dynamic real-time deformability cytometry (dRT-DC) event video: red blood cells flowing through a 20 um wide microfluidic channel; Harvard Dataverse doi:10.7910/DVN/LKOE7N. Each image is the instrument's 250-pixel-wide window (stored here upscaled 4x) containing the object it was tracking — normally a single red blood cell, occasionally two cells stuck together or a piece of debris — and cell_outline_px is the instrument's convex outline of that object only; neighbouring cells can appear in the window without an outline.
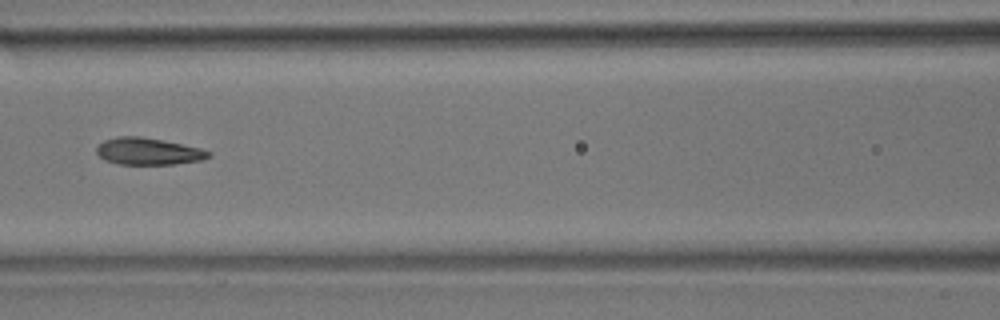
{"species": "common noctule bat (a hibernating species)", "species_latin": "Nyctalus noctula", "temperature_condition": "room temperature", "stored_images_in_passage": 9, "camera_frame_rate_fps": 3000, "um_per_image_px": 0.085, "animal": {"sex": "male", "body_mass_g": 17.9}, "frame": {"image": 1, "passage_image": 6, "time_ms": 6.667, "image_size_px": [1000, 320], "cell_outline_px": [[212, 156], [204, 160], [176, 164], [120, 164], [104, 160], [96, 152], [96, 148], [104, 140], [116, 136], [140, 136], [200, 148], [212, 152]], "centroid_in_image_um": [12.62, 12.87], "position_along_channel_um": 154.0, "area_um2": 17.57}}
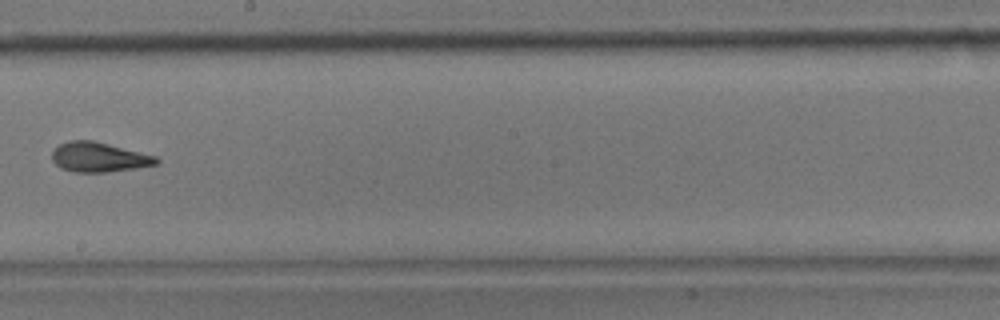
{"frame": {"image": 2, "passage_image": 8, "time_ms": 9.0, "image_size_px": [1000, 320], "cell_outline_px": [[160, 164], [136, 168], [108, 172], [76, 172], [60, 168], [52, 160], [52, 152], [60, 144], [68, 140], [92, 140], [156, 156], [160, 160]], "centroid_in_image_um": [8.42, 13.36], "position_along_channel_um": 239.8, "area_um2": 18.03}}
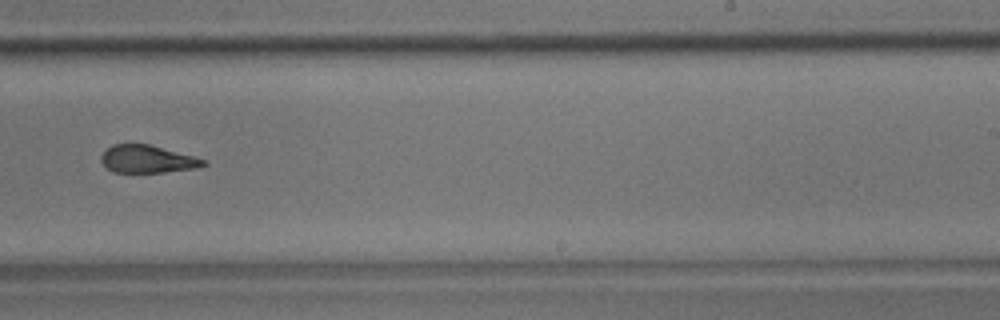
{"frame": {"image": 3, "passage_image": 9, "time_ms": 10.0, "image_size_px": [1000, 320], "cell_outline_px": [[208, 164], [196, 168], [164, 172], [112, 172], [100, 160], [100, 156], [112, 144], [148, 144], [192, 156], [204, 160]], "centroid_in_image_um": [12.5, 13.53], "position_along_channel_um": 276.5, "area_um2": 16.18}}